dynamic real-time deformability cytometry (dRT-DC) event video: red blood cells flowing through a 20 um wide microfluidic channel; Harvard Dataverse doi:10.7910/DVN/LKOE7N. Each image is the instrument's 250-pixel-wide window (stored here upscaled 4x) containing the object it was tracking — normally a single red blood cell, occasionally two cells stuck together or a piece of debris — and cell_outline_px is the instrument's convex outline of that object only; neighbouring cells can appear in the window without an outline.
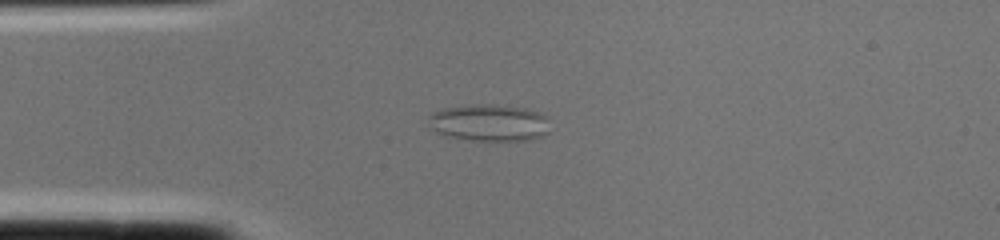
{"species": "common noctule bat (a hibernating species)", "species_latin": "Nyctalus noctula", "temperature_condition": "cold", "stored_images_in_passage": 1, "camera_frame_rate_fps": 3000, "um_per_image_px": 0.085, "animal": {"sex": "female", "body_mass_g": 22.0, "forearm_length_mm": 56.7}, "frame": {"image": 1, "passage_image": 1, "time_ms": 0.0, "image_size_px": [1000, 240], "cell_outline_px": [[548, 132], [544, 136], [532, 140], [468, 140], [448, 136], [436, 132], [432, 128], [428, 116], [432, 112], [444, 108], [472, 104], [492, 104], [528, 108], [540, 112], [548, 116]], "centroid_in_image_um": [41.63, 10.42], "position_along_channel_um": 43.4, "area_um2": 26.41}}